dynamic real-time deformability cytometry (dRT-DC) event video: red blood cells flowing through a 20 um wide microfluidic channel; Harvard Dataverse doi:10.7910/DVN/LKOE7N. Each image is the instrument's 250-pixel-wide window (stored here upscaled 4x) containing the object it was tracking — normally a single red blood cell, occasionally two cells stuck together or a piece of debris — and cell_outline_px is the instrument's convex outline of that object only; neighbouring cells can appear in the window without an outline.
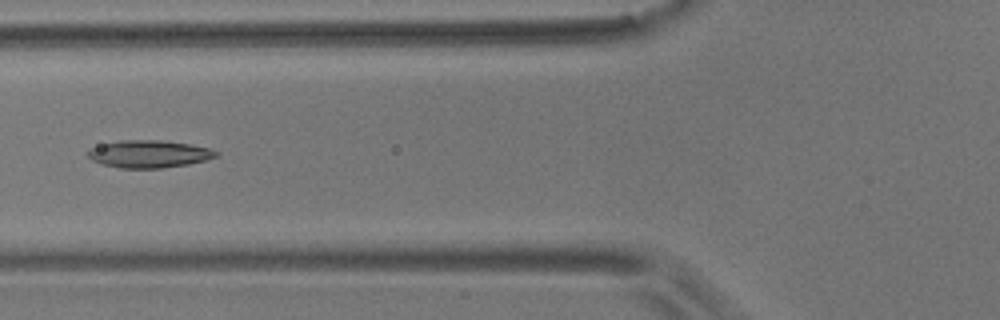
{"species": "common noctule bat (a hibernating species)", "species_latin": "Nyctalus noctula", "temperature_condition": "room temperature", "stored_images_in_passage": 9, "camera_frame_rate_fps": 3000, "um_per_image_px": 0.085, "animal": {"sex": "male", "body_mass_g": 17.9}, "frame": {"image": 1, "passage_image": 6, "time_ms": 1.667, "image_size_px": [1000, 320], "cell_outline_px": [[220, 156], [188, 164], [160, 168], [120, 168], [100, 164], [92, 160], [88, 156], [88, 152], [92, 148], [100, 144], [120, 140], [160, 140], [188, 144], [208, 148], [220, 152]], "centroid_in_image_um": [12.66, 13.09], "position_along_channel_um": 113.1, "area_um2": 20.46}}
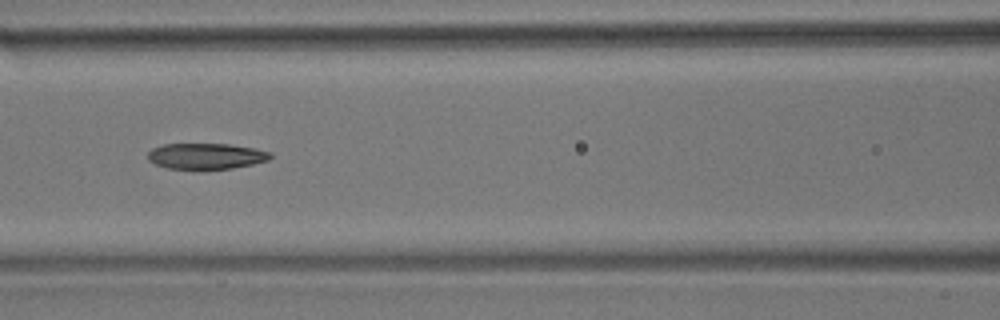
{"frame": {"image": 2, "passage_image": 7, "time_ms": 2.0, "image_size_px": [1000, 320], "cell_outline_px": [[272, 156], [268, 160], [252, 164], [232, 168], [200, 172], [192, 172], [168, 168], [156, 164], [148, 160], [148, 152], [152, 148], [164, 144], [228, 144], [256, 148], [272, 152]], "centroid_in_image_um": [17.5, 13.31], "position_along_channel_um": 149.1, "area_um2": 19.31}}
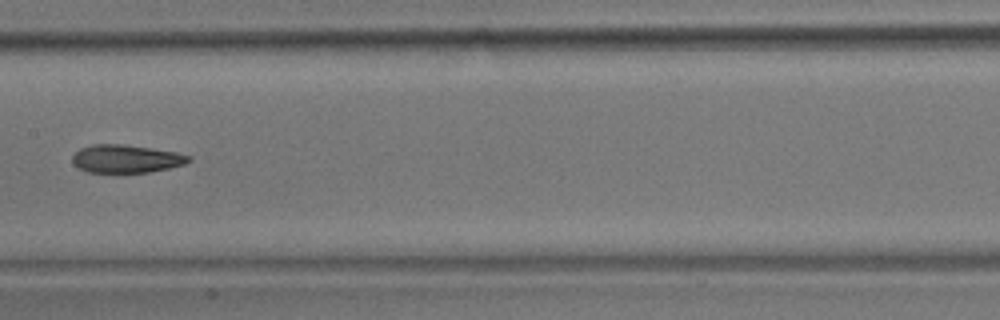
{"frame": {"image": 3, "passage_image": 8, "time_ms": 2.333, "image_size_px": [1000, 320], "cell_outline_px": [[192, 160], [184, 164], [168, 168], [148, 172], [88, 172], [72, 164], [72, 156], [80, 148], [92, 144], [120, 144], [152, 148], [176, 152], [192, 156]], "centroid_in_image_um": [10.72, 13.49], "position_along_channel_um": 196.7, "area_um2": 18.96}}